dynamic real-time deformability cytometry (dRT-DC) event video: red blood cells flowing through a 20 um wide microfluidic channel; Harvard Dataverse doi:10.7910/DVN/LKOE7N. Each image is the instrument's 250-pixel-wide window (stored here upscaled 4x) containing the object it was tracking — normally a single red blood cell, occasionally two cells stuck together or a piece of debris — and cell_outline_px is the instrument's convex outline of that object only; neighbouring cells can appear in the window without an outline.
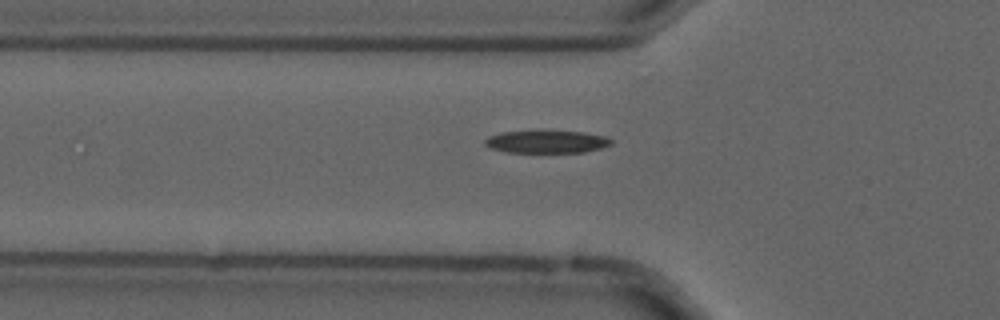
{"species": "common noctule bat (a hibernating species)", "species_latin": "Nyctalus noctula", "temperature_condition": "cold", "stored_images_in_passage": 42, "camera_frame_rate_fps": 3000, "um_per_image_px": 0.085, "animal": {"sex": "male", "forearm_length_mm": 52.5}, "frame": {"image": 1, "passage_image": 5, "time_ms": 1.333, "image_size_px": [1000, 320], "cell_outline_px": [[612, 144], [600, 148], [584, 152], [504, 152], [488, 148], [484, 144], [484, 140], [488, 136], [500, 132], [584, 132], [604, 136], [612, 140]], "centroid_in_image_um": [46.41, 12.06], "position_along_channel_um": 79.4, "area_um2": 16.36}}
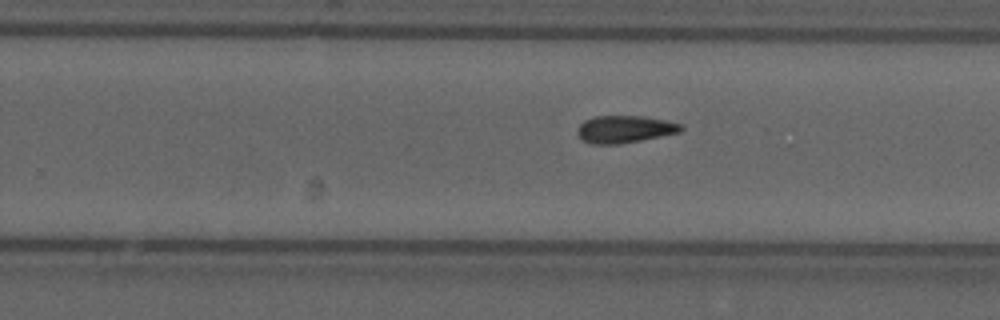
{"frame": {"image": 2, "passage_image": 21, "time_ms": 6.667, "image_size_px": [1000, 320], "cell_outline_px": [[684, 128], [680, 132], [620, 144], [592, 144], [584, 140], [576, 132], [576, 128], [584, 120], [592, 116], [640, 116], [664, 120], [680, 124]], "centroid_in_image_um": [53.05, 10.98], "position_along_channel_um": 276.7, "area_um2": 16.36}}
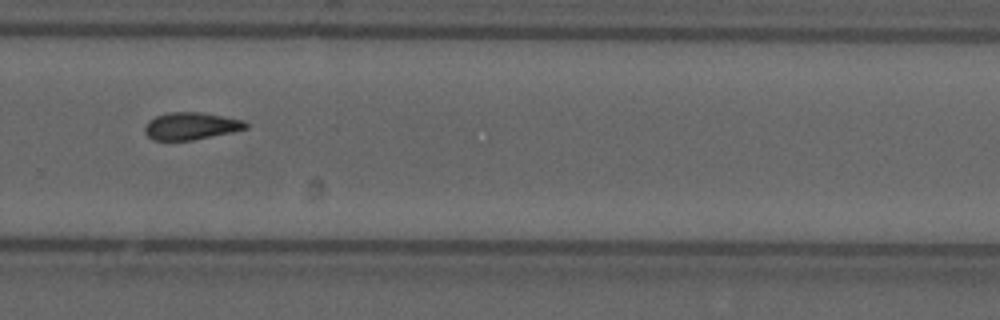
{"frame": {"image": 3, "passage_image": 24, "time_ms": 7.667, "image_size_px": [1000, 320], "cell_outline_px": [[248, 128], [232, 132], [192, 140], [152, 140], [144, 132], [144, 128], [148, 120], [156, 116], [168, 112], [196, 112], [244, 120], [248, 124]], "centroid_in_image_um": [16.2, 10.71], "position_along_channel_um": 313.6, "area_um2": 15.95}, "authors_computed_cell_mechanics": {"area_um2": 16.2996, "velocity_mm_per_s": 3.6949, "shape_relaxation_time_tau1_ms": 5.1845, "shape_relaxation_time_tau2_ms": 11.2366, "deformation_change_tau1": 0.1727, "deformation_change_tau2": 0.213}}